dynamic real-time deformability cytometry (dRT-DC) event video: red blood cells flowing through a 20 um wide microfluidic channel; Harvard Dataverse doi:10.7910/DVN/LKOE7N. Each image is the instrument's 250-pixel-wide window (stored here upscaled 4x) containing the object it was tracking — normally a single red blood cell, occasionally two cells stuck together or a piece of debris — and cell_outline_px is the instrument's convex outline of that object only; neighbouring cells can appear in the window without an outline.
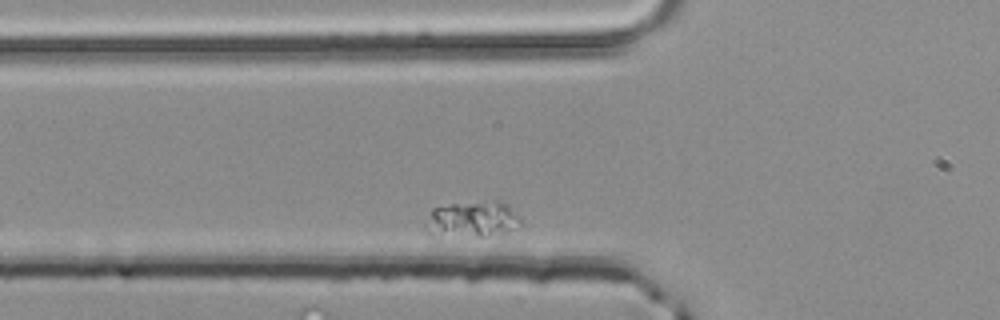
{"species": "common noctule bat (a hibernating species)", "species_latin": "Nyctalus noctula", "temperature_condition": "room temperature", "stored_images_in_passage": 3, "camera_frame_rate_fps": 3000, "um_per_image_px": 0.085, "animal": {"sex": "male", "body_mass_g": 20.4}, "frame": {"image": 1, "passage_image": 2, "time_ms": 0.333, "image_size_px": [1000, 320], "cell_outline_px": [[520, 224], [508, 228], [480, 236], [432, 236], [424, 228], [432, 208], [452, 204], [496, 200], [508, 204], [520, 216]], "centroid_in_image_um": [40.06, 18.61], "position_along_channel_um": 85.7, "area_um2": 19.48}}